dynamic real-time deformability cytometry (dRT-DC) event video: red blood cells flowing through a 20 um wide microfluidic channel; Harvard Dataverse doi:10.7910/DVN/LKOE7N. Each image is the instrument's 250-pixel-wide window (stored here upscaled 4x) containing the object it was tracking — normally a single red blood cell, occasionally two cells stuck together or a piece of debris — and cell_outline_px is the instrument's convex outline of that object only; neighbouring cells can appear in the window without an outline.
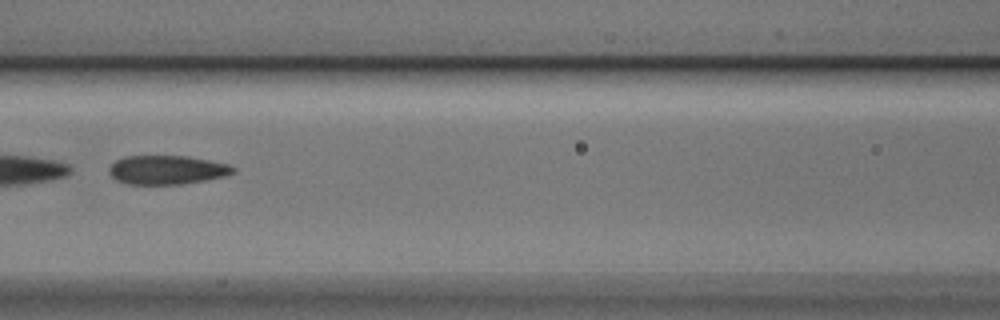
{"species": "Egyptian fruit bat (a non-hibernating species)", "species_latin": "Rousettus aegyptiacus", "temperature_condition": "cold", "stored_images_in_passage": 9, "camera_frame_rate_fps": 3000, "um_per_image_px": 0.085, "animal": {"sex": "male"}, "frame": {"image": 1, "passage_image": 6, "time_ms": 1.667, "image_size_px": [1000, 320], "cell_outline_px": [[236, 172], [224, 176], [204, 180], [180, 184], [128, 184], [116, 180], [108, 172], [108, 168], [116, 160], [124, 156], [188, 156], [228, 164], [236, 168]], "centroid_in_image_um": [14.18, 14.43], "position_along_channel_um": 152.4, "area_um2": 20.87}}
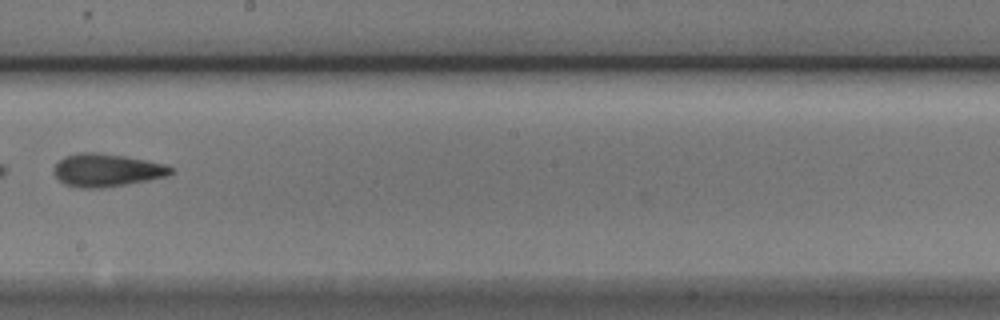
{"frame": {"image": 2, "passage_image": 8, "time_ms": 2.333, "image_size_px": [1000, 320], "cell_outline_px": [[172, 172], [168, 176], [148, 180], [100, 188], [80, 188], [64, 184], [52, 172], [52, 168], [64, 156], [80, 152], [100, 152], [124, 156], [164, 164], [172, 168]], "centroid_in_image_um": [9.02, 14.46], "position_along_channel_um": 239.2, "area_um2": 22.31}}
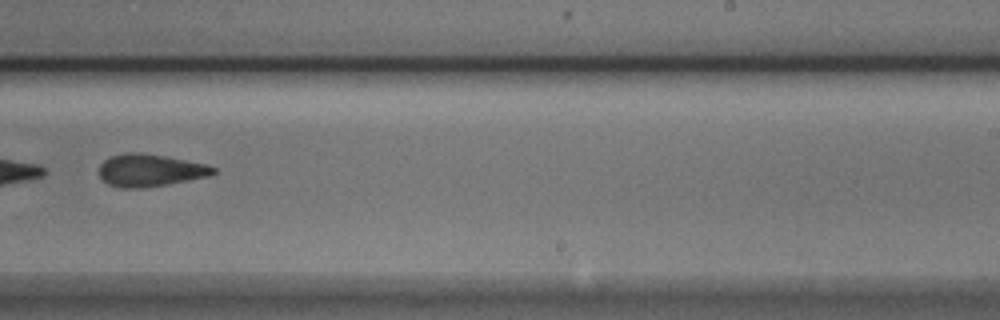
{"frame": {"image": 3, "passage_image": 9, "time_ms": 2.667, "image_size_px": [1000, 320], "cell_outline_px": [[216, 172], [208, 176], [168, 184], [144, 188], [120, 188], [108, 184], [100, 176], [100, 164], [104, 160], [112, 156], [124, 152], [140, 152], [164, 156], [204, 164], [216, 168]], "centroid_in_image_um": [12.72, 14.48], "position_along_channel_um": 276.3, "area_um2": 21.39}}